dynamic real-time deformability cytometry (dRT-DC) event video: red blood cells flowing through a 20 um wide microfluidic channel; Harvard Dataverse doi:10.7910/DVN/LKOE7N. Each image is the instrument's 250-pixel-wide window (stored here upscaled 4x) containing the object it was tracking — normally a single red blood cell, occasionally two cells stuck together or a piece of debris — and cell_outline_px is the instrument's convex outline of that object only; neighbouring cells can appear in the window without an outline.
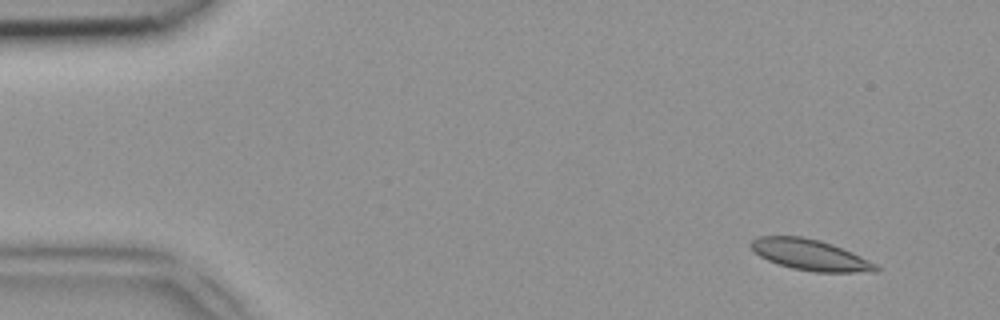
{"species": "common noctule bat (a hibernating species)", "species_latin": "Nyctalus noctula", "temperature_condition": "room temperature", "stored_images_in_passage": 48, "camera_frame_rate_fps": 3000, "um_per_image_px": 0.085, "animal": {"sex": "female", "body_mass_g": 18.4}, "frame": {"image": 1, "passage_image": 4, "time_ms": 1.0, "image_size_px": [1000, 320], "cell_outline_px": [[880, 272], [816, 272], [792, 268], [768, 260], [760, 256], [748, 244], [756, 236], [800, 236], [820, 240], [832, 244], [852, 252], [876, 264], [880, 268]], "centroid_in_image_um": [68.88, 21.66], "position_along_channel_um": 16.1, "area_um2": 22.43}}
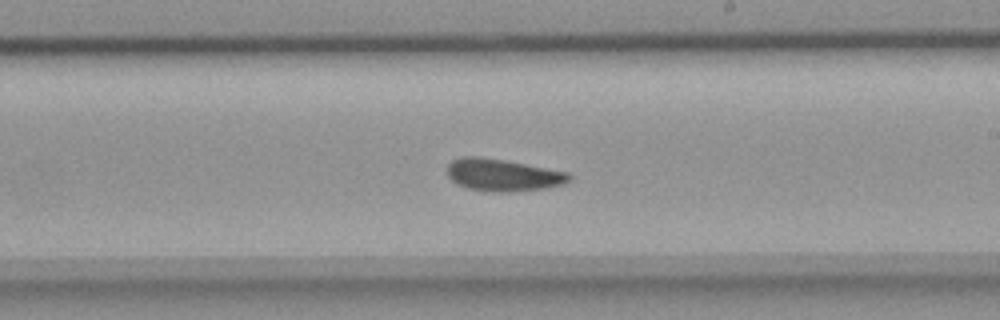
{"frame": {"image": 2, "passage_image": 28, "time_ms": 9.0, "image_size_px": [1000, 320], "cell_outline_px": [[572, 180], [564, 184], [544, 188], [508, 192], [496, 192], [468, 188], [456, 184], [448, 176], [448, 164], [452, 160], [464, 156], [480, 156], [504, 160], [568, 172], [572, 176]], "centroid_in_image_um": [42.75, 14.87], "position_along_channel_um": 246.3, "area_um2": 22.83}}
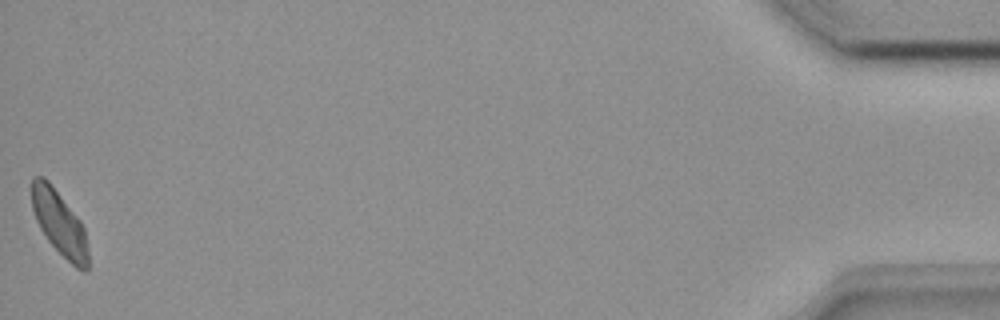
{"frame": {"image": 3, "passage_image": 48, "time_ms": 15.667, "image_size_px": [1000, 320], "cell_outline_px": [[88, 268], [84, 272], [76, 268], [48, 240], [40, 228], [36, 220], [32, 208], [32, 176], [44, 176], [48, 180], [80, 220], [84, 228], [88, 248]], "centroid_in_image_um": [5.05, 18.95], "position_along_channel_um": 430.1, "area_um2": 20.98}}